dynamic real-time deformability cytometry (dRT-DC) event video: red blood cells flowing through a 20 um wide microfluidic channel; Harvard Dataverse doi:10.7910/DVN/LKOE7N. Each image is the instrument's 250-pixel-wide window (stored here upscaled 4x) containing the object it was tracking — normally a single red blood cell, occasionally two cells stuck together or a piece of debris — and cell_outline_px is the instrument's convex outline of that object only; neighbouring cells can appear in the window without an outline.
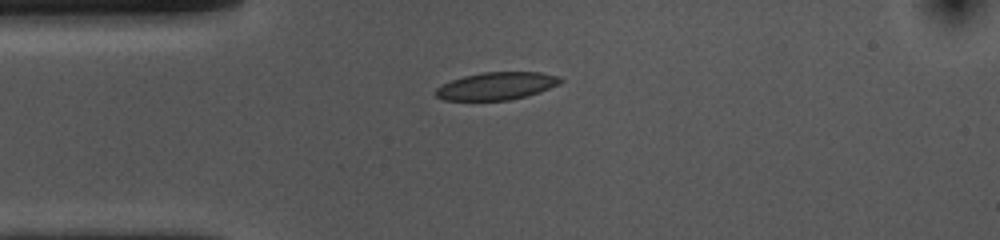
{"species": "common noctule bat (a hibernating species)", "species_latin": "Nyctalus noctula", "temperature_condition": "cold", "stored_images_in_passage": 43, "camera_frame_rate_fps": 3000, "um_per_image_px": 0.085, "animal": {"sex": "female", "body_mass_g": 10.0, "forearm_length_mm": 53.1}, "frame": {"image": 1, "passage_image": 1, "time_ms": 0.0, "image_size_px": [1000, 240], "cell_outline_px": [[564, 80], [560, 84], [540, 92], [528, 96], [508, 100], [444, 100], [436, 96], [436, 88], [452, 80], [464, 76], [484, 72], [540, 72], [560, 76]], "centroid_in_image_um": [42.27, 7.3], "position_along_channel_um": 42.7, "area_um2": 20.06}}
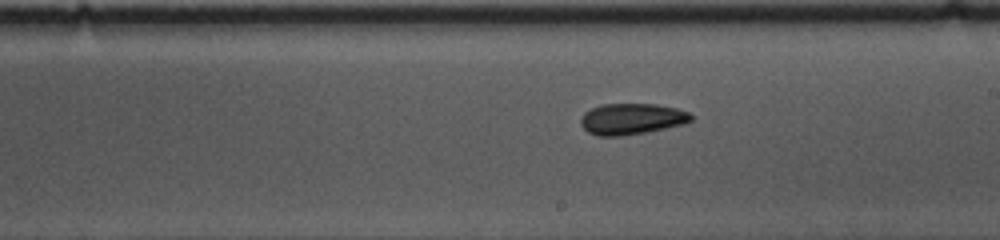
{"frame": {"image": 2, "passage_image": 18, "time_ms": 5.667, "image_size_px": [1000, 240], "cell_outline_px": [[692, 120], [684, 124], [648, 132], [624, 136], [596, 136], [588, 132], [580, 124], [580, 120], [584, 112], [600, 104], [656, 104], [676, 108], [688, 112], [692, 116]], "centroid_in_image_um": [53.67, 10.12], "position_along_channel_um": 235.3, "area_um2": 20.17}}
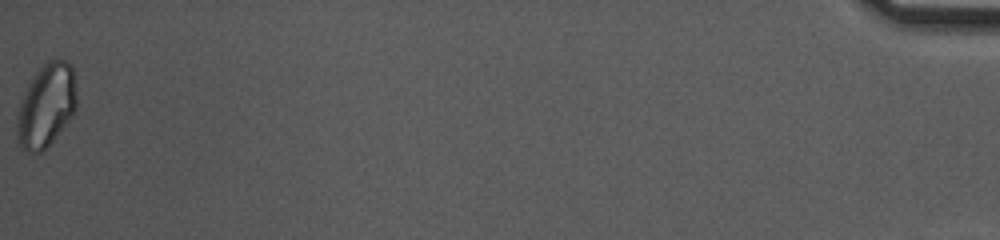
{"frame": {"image": 3, "passage_image": 43, "time_ms": 14.0, "image_size_px": [1000, 240], "cell_outline_px": [[76, 108], [72, 116], [52, 140], [40, 152], [24, 152], [16, 136], [16, 120], [20, 100], [28, 84], [36, 72], [48, 60], [68, 60], [72, 68], [76, 92]], "centroid_in_image_um": [3.91, 8.96], "position_along_channel_um": 431.3, "area_um2": 28.73}, "authors_computed_cell_mechanics": {"area_um2": 20.1722, "velocity_mm_per_s": 3.6203, "shape_relaxation_time_tau1_ms": 5.8185, "shape_relaxation_time_tau2_ms": 10.2463, "deformation_change_tau1": 0.1036, "deformation_change_tau2": 0.1521}}